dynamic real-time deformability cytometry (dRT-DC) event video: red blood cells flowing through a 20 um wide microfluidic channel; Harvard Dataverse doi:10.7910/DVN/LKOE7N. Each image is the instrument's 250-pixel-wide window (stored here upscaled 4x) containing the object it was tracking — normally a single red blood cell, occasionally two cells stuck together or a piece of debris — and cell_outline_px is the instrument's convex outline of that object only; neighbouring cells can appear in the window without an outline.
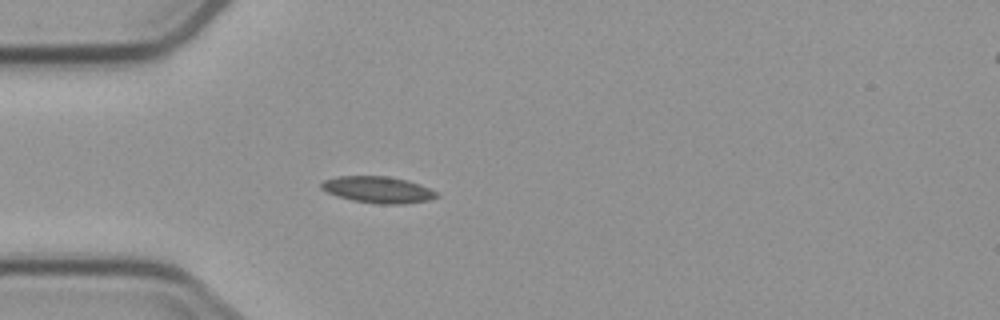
{"species": "common noctule bat (a hibernating species)", "species_latin": "Nyctalus noctula", "temperature_condition": "cold", "stored_images_in_passage": 4, "camera_frame_rate_fps": 3000, "um_per_image_px": 0.085, "animal": {"sex": "male", "body_mass_g": 23.1, "forearm_length_mm": 52.7}, "frame": {"image": 1, "passage_image": 4, "time_ms": 4.333, "image_size_px": [1000, 320], "cell_outline_px": [[440, 196], [428, 200], [404, 204], [376, 204], [352, 200], [336, 196], [320, 188], [320, 184], [324, 180], [336, 176], [388, 176], [408, 180], [420, 184], [436, 192]], "centroid_in_image_um": [32.11, 16.12], "position_along_channel_um": 52.9, "area_um2": 17.92}}